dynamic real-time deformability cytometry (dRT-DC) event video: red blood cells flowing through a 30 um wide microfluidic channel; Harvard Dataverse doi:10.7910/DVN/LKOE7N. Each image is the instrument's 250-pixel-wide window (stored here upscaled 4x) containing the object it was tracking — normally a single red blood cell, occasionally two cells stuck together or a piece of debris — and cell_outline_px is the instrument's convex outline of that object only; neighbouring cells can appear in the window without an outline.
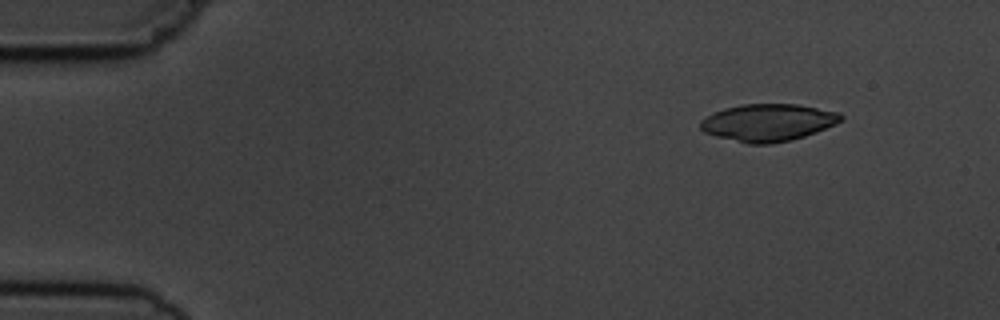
{"species": "common noctule bat (a hibernating species)", "species_latin": "Nyctalus noctula", "temperature_condition": "cold", "stored_images_in_passage": 4, "camera_frame_rate_fps": 3000, "um_per_image_px": 0.085, "animal": {"sex": "male", "body_mass_g": 19.5, "forearm_length_mm": 54.6}, "frame": {"image": 1, "passage_image": 1, "time_ms": 0.0, "image_size_px": [1000, 320], "cell_outline_px": [[844, 120], [836, 124], [816, 132], [792, 140], [772, 144], [748, 144], [716, 136], [704, 132], [700, 128], [700, 120], [724, 108], [744, 104], [796, 104], [840, 112], [844, 116]], "centroid_in_image_um": [65.32, 10.42], "position_along_channel_um": 19.7, "area_um2": 30.58}}